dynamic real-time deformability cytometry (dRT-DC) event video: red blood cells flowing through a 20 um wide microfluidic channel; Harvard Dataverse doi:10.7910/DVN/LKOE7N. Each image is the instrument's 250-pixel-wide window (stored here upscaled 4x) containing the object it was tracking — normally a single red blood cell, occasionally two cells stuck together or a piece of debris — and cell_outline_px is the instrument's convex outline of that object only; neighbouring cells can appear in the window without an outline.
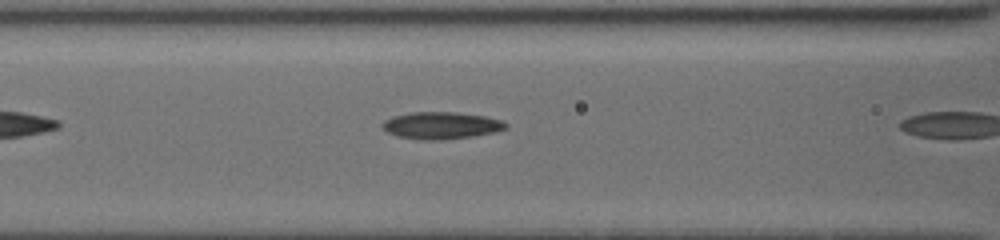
{"species": "common noctule bat (a hibernating species)", "species_latin": "Nyctalus noctula", "temperature_condition": "cold", "stored_images_in_passage": 6, "camera_frame_rate_fps": 3000, "um_per_image_px": 0.085, "animal": {"sex": "female", "body_mass_g": 19.5, "forearm_length_mm": 54.1}, "frame": {"image": 1, "passage_image": 5, "time_ms": 1.333, "image_size_px": [1000, 240], "cell_outline_px": [[508, 128], [496, 132], [472, 136], [444, 140], [424, 140], [396, 136], [388, 132], [384, 128], [384, 120], [396, 116], [412, 112], [456, 112], [484, 116], [500, 120], [508, 124]], "centroid_in_image_um": [37.55, 10.67], "position_along_channel_um": 129.1, "area_um2": 19.31}}